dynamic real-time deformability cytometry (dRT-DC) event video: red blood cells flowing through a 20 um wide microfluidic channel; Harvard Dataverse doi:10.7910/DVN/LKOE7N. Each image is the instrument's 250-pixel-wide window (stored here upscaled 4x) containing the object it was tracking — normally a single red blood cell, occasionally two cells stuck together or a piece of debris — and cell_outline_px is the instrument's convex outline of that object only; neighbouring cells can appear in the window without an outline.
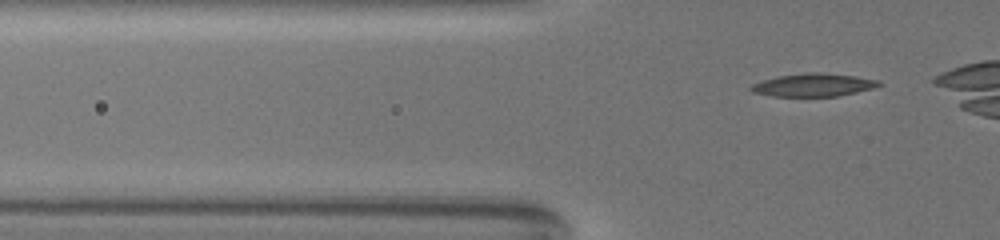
{"species": "common noctule bat (a hibernating species)", "species_latin": "Nyctalus noctula", "temperature_condition": "warm", "stored_images_in_passage": 41, "camera_frame_rate_fps": 3000, "um_per_image_px": 0.085, "animal": {"sex": "female", "body_mass_g": 19.5, "forearm_length_mm": 54.1}, "frame": {"image": 1, "passage_image": 4, "time_ms": 1.0, "image_size_px": [1000, 240], "cell_outline_px": [[880, 84], [872, 88], [856, 92], [836, 96], [772, 96], [752, 92], [748, 88], [752, 84], [776, 76], [804, 72], [820, 72], [856, 76], [880, 80]], "centroid_in_image_um": [69.1, 7.21], "position_along_channel_um": 56.7, "area_um2": 17.11}}
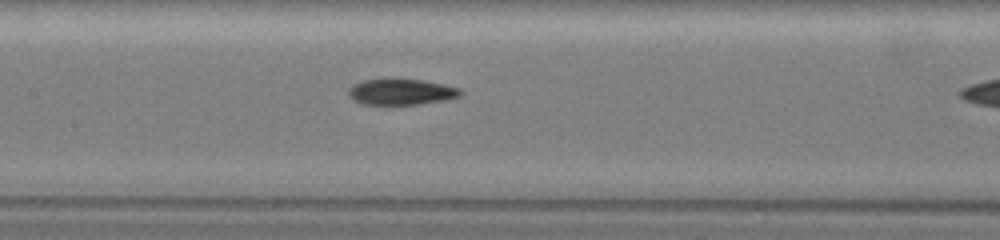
{"frame": {"image": 2, "passage_image": 17, "time_ms": 5.333, "image_size_px": [1000, 240], "cell_outline_px": [[464, 92], [460, 96], [444, 100], [416, 104], [364, 104], [348, 96], [348, 88], [352, 84], [364, 80], [384, 76], [392, 76], [424, 80], [444, 84], [460, 88]], "centroid_in_image_um": [34.08, 7.75], "position_along_channel_um": 173.3, "area_um2": 17.63}}
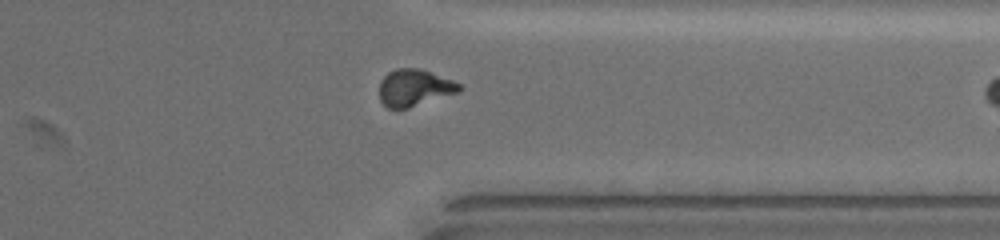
{"frame": {"image": 3, "passage_image": 37, "time_ms": 12.0, "image_size_px": [1000, 240], "cell_outline_px": [[460, 88], [456, 92], [408, 108], [388, 108], [380, 100], [380, 80], [388, 72], [396, 68], [416, 68], [452, 80], [460, 84]], "centroid_in_image_um": [35.15, 7.45], "position_along_channel_um": 376.2, "area_um2": 16.65}}